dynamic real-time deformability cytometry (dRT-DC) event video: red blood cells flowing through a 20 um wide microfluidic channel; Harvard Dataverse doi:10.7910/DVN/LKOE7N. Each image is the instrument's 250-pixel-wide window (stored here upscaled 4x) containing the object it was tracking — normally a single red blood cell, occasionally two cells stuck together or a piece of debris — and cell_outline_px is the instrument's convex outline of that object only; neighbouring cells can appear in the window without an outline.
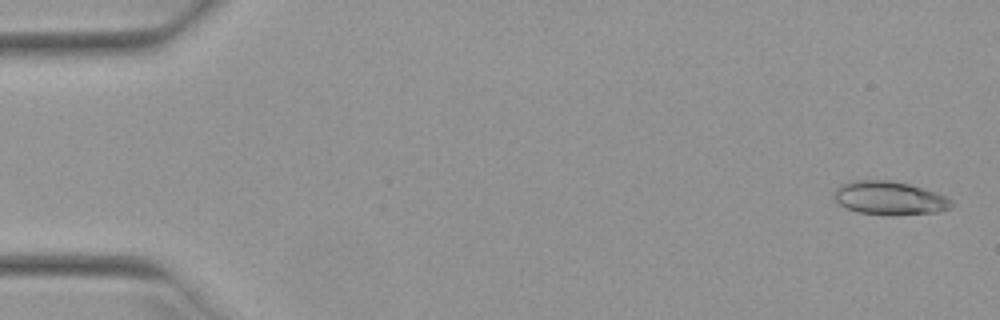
{"species": "Egyptian fruit bat (a non-hibernating species)", "species_latin": "Rousettus aegyptiacus", "temperature_condition": "warm", "stored_images_in_passage": 51, "camera_frame_rate_fps": 3000, "um_per_image_px": 0.085, "animal": {"sex": "female"}, "frame": {"image": 1, "passage_image": 1, "time_ms": 0.0, "image_size_px": [1000, 320], "cell_outline_px": [[952, 204], [948, 208], [936, 212], [896, 216], [856, 212], [840, 204], [836, 200], [836, 188], [848, 180], [888, 180], [908, 184], [924, 188], [944, 196], [952, 200]], "centroid_in_image_um": [75.6, 16.84], "position_along_channel_um": 9.4, "area_um2": 22.77}}
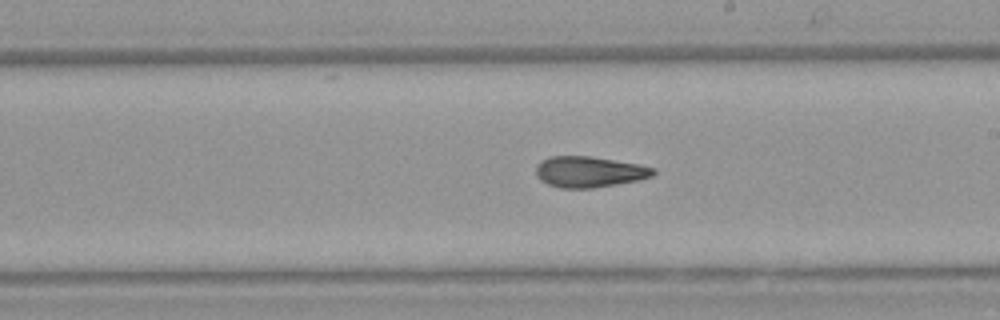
{"frame": {"image": 2, "passage_image": 29, "time_ms": 9.333, "image_size_px": [1000, 320], "cell_outline_px": [[656, 172], [652, 176], [636, 180], [616, 184], [592, 188], [560, 188], [548, 184], [540, 180], [536, 176], [536, 164], [540, 160], [552, 156], [588, 156], [640, 164], [656, 168]], "centroid_in_image_um": [50.06, 14.6], "position_along_channel_um": 238.9, "area_um2": 21.15}}
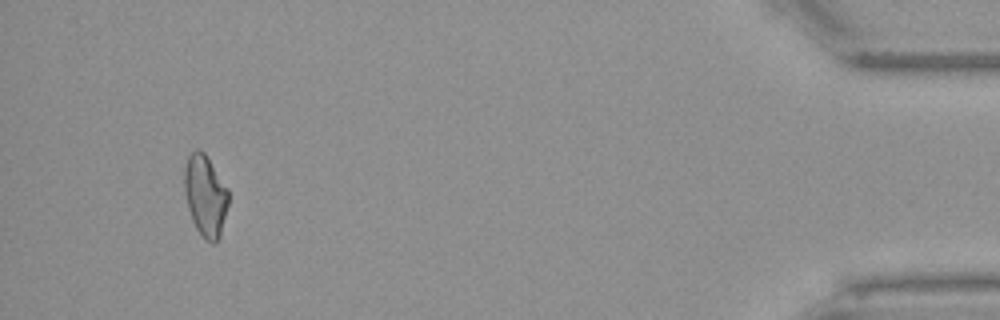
{"frame": {"image": 3, "passage_image": 48, "time_ms": 15.667, "image_size_px": [1000, 320], "cell_outline_px": [[228, 204], [220, 236], [216, 244], [212, 244], [204, 240], [196, 228], [192, 220], [188, 208], [184, 192], [184, 168], [188, 156], [196, 148], [200, 148], [204, 152], [228, 188]], "centroid_in_image_um": [17.45, 16.64], "position_along_channel_um": 417.8, "area_um2": 21.1}, "authors_computed_cell_mechanics": {"area_um2": 21.3282, "velocity_mm_per_s": 3.9712, "shape_relaxation_time_tau1_ms": null, "shape_relaxation_time_tau2_ms": 3.4136, "deformation_change_tau1": null, "deformation_change_tau2": 0.1205}}